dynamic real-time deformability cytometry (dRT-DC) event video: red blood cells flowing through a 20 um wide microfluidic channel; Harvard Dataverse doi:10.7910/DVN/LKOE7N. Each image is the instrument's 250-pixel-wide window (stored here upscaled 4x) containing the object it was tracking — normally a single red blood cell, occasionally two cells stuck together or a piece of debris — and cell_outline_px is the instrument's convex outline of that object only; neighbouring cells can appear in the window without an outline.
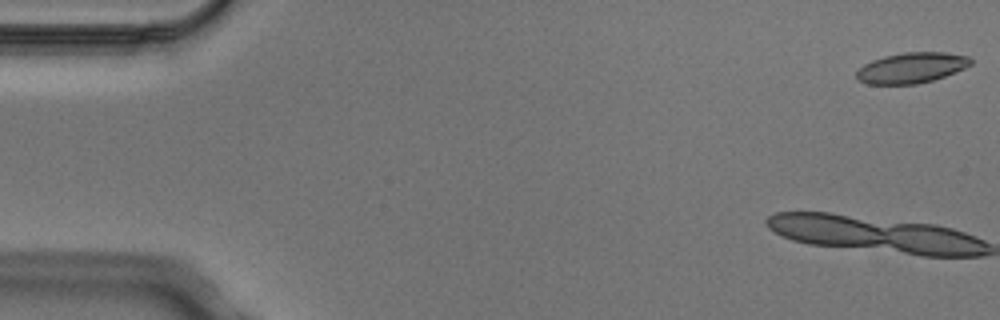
{"species": "Egyptian fruit bat (a non-hibernating species)", "species_latin": "Rousettus aegyptiacus", "temperature_condition": "cold", "stored_images_in_passage": 5, "camera_frame_rate_fps": 3000, "um_per_image_px": 0.085, "animal": {"sex": "male"}, "frame": {"image": 1, "passage_image": 1, "time_ms": 0.0, "image_size_px": [1000, 320], "cell_outline_px": [[972, 64], [964, 68], [944, 76], [932, 80], [916, 84], [868, 84], [856, 80], [856, 72], [864, 64], [872, 60], [884, 56], [904, 52], [944, 52], [968, 56], [972, 60]], "centroid_in_image_um": [77.45, 5.76], "position_along_channel_um": 7.5, "area_um2": 20.29}}